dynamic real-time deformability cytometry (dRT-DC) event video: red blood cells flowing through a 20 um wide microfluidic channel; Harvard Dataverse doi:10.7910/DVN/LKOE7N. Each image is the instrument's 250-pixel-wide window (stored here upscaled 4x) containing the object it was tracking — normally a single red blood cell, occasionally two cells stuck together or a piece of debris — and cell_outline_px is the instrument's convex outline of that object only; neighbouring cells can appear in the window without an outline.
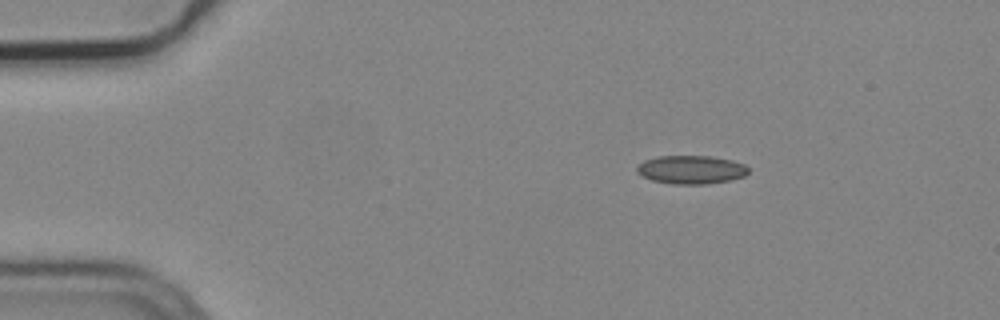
{"species": "common noctule bat (a hibernating species)", "species_latin": "Nyctalus noctula", "temperature_condition": "cold", "stored_images_in_passage": 4, "camera_frame_rate_fps": 3000, "um_per_image_px": 0.085, "animal": {"sex": "male", "body_mass_g": 19.2, "forearm_length_mm": 51.8}, "frame": {"image": 1, "passage_image": 2, "time_ms": 0.333, "image_size_px": [1000, 320], "cell_outline_px": [[748, 172], [744, 176], [732, 180], [704, 184], [672, 184], [652, 180], [636, 172], [636, 164], [644, 160], [660, 156], [712, 156], [732, 160], [744, 164], [748, 168]], "centroid_in_image_um": [58.73, 14.42], "position_along_channel_um": 26.3, "area_um2": 18.55}}